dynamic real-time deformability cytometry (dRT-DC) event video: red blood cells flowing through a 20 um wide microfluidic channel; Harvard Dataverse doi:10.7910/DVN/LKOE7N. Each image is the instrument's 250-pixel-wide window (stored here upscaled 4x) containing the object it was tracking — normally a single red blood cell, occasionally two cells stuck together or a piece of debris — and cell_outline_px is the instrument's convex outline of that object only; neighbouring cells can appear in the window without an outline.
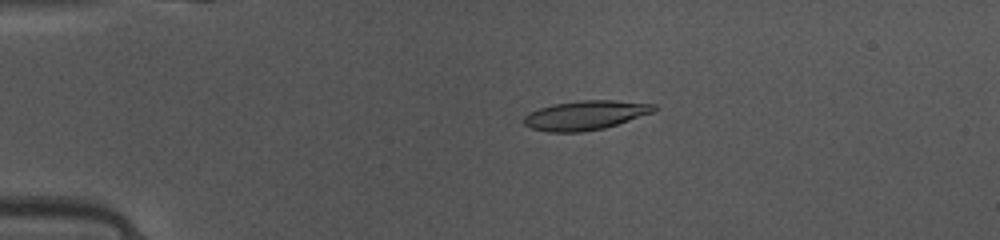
{"species": "common noctule bat (a hibernating species)", "species_latin": "Nyctalus noctula", "temperature_condition": "warm", "stored_images_in_passage": 49, "camera_frame_rate_fps": 3000, "um_per_image_px": 0.085, "animal": {"sex": "female", "body_mass_g": 10.0, "forearm_length_mm": 53.1}, "frame": {"image": 1, "passage_image": 11, "time_ms": 3.333, "image_size_px": [1000, 240], "cell_outline_px": [[656, 108], [652, 112], [604, 128], [584, 132], [548, 132], [532, 128], [524, 124], [524, 116], [528, 112], [552, 104], [580, 100], [616, 100], [656, 104]], "centroid_in_image_um": [49.73, 9.79], "position_along_channel_um": 35.3, "area_um2": 22.08}}
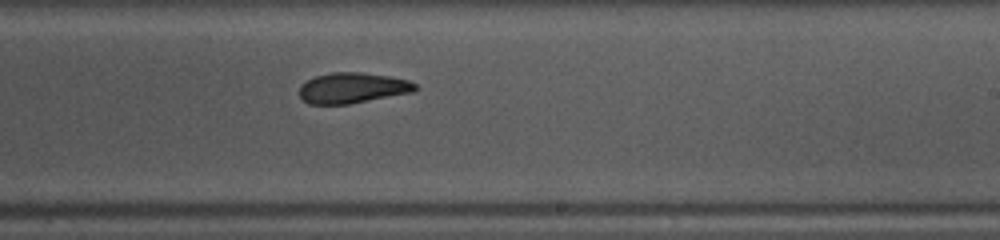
{"frame": {"image": 2, "passage_image": 30, "time_ms": 9.667, "image_size_px": [1000, 240], "cell_outline_px": [[420, 88], [412, 92], [348, 104], [308, 104], [300, 96], [300, 84], [316, 76], [332, 72], [360, 72], [388, 76], [408, 80], [416, 84]], "centroid_in_image_um": [29.96, 7.47], "position_along_channel_um": 259.0, "area_um2": 20.52}}
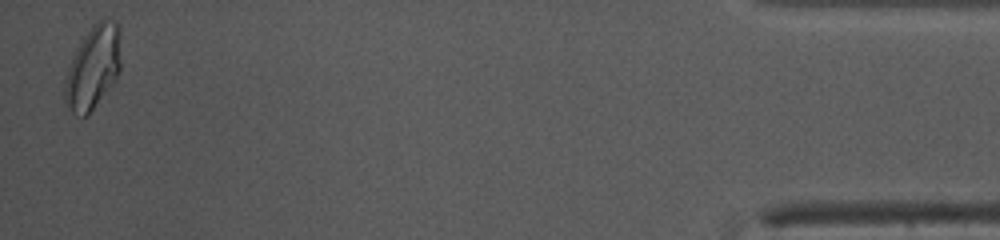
{"frame": {"image": 3, "passage_image": 48, "time_ms": 15.667, "image_size_px": [1000, 240], "cell_outline_px": [[120, 72], [88, 116], [84, 116], [72, 112], [68, 108], [64, 100], [64, 88], [68, 68], [84, 36], [92, 24], [100, 20], [104, 20], [116, 24], [120, 28]], "centroid_in_image_um": [7.92, 5.75], "position_along_channel_um": 427.3, "area_um2": 26.65}, "authors_computed_cell_mechanics": {"area_um2": 21.7328, "velocity_mm_per_s": 4.1327, "shape_relaxation_time_tau1_ms": 8.7649, "shape_relaxation_time_tau2_ms": 2.9936, "deformation_change_tau1": 0.2372, "deformation_change_tau2": 0.0922}}